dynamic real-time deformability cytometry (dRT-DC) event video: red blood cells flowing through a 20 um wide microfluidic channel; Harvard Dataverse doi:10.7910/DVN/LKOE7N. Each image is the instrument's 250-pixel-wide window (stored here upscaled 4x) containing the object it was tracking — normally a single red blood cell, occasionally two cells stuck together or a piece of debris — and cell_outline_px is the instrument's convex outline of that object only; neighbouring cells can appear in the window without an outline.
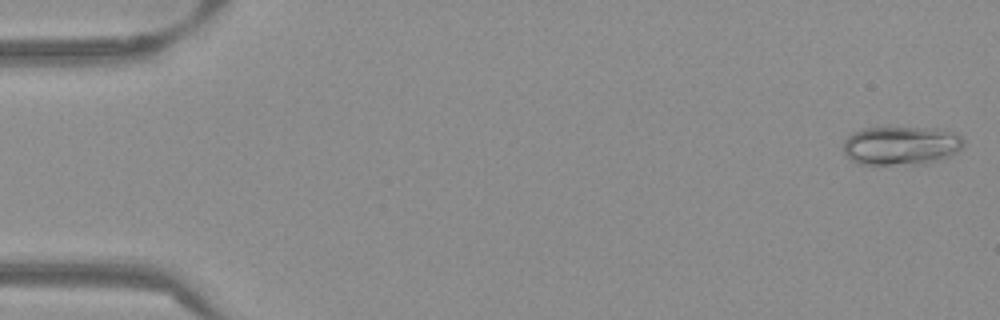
{"species": "Egyptian fruit bat (a non-hibernating species)", "species_latin": "Rousettus aegyptiacus", "temperature_condition": "warm", "stored_images_in_passage": 52, "camera_frame_rate_fps": 3000, "um_per_image_px": 0.085, "frame": {"image": 1, "passage_image": 1, "time_ms": 0.0, "image_size_px": [1000, 320], "cell_outline_px": [[964, 144], [952, 156], [928, 164], [860, 164], [852, 160], [844, 152], [844, 140], [852, 132], [864, 128], [940, 128], [956, 132], [964, 140]], "centroid_in_image_um": [76.64, 12.37], "position_along_channel_um": 8.4, "area_um2": 27.4}}
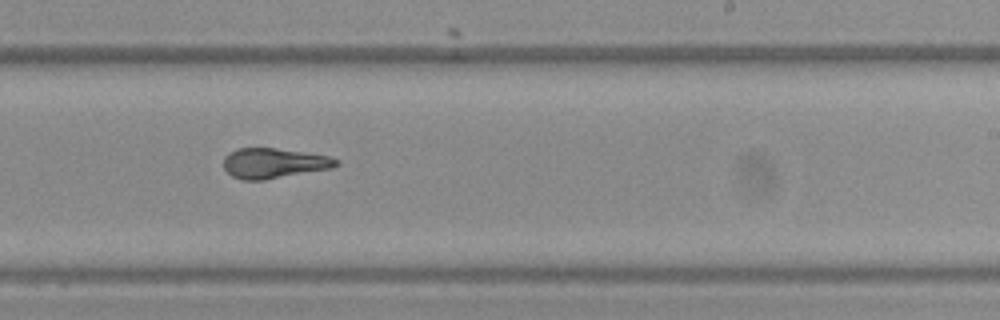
{"frame": {"image": 2, "passage_image": 32, "time_ms": 10.333, "image_size_px": [1000, 320], "cell_outline_px": [[340, 164], [332, 168], [264, 180], [244, 180], [232, 176], [224, 168], [224, 156], [228, 152], [236, 148], [276, 148], [304, 152], [328, 156], [340, 160]], "centroid_in_image_um": [23.27, 13.86], "position_along_channel_um": 265.7, "area_um2": 19.83}}
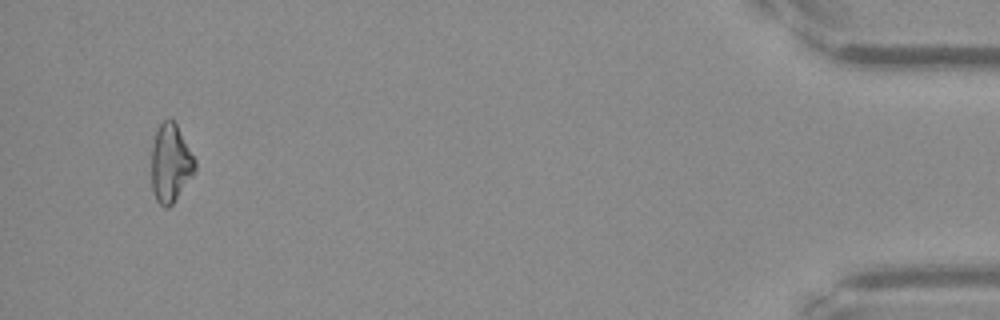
{"frame": {"image": 3, "passage_image": 50, "time_ms": 16.333, "image_size_px": [1000, 320], "cell_outline_px": [[196, 172], [172, 204], [168, 208], [164, 208], [156, 200], [152, 188], [152, 144], [156, 132], [160, 124], [164, 120], [172, 120], [176, 124], [196, 160]], "centroid_in_image_um": [14.51, 13.91], "position_along_channel_um": 420.7, "area_um2": 19.77}, "authors_computed_cell_mechanics": {"area_um2": 20.4612, "velocity_mm_per_s": 3.8686, "shape_relaxation_time_tau1_ms": null, "shape_relaxation_time_tau2_ms": 1.7953, "deformation_change_tau1": null, "deformation_change_tau2": 0.0563}}